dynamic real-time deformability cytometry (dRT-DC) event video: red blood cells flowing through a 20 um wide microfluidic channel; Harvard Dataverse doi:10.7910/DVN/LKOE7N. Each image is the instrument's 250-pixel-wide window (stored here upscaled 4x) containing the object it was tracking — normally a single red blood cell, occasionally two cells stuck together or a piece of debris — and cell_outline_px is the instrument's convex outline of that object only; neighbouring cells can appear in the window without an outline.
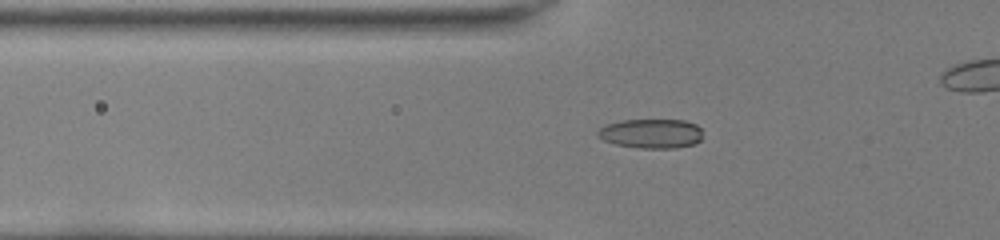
{"species": "common noctule bat (a hibernating species)", "species_latin": "Nyctalus noctula", "temperature_condition": "room temperature", "stored_images_in_passage": 44, "camera_frame_rate_fps": 3000, "um_per_image_px": 0.085, "animal": {"sex": "female", "body_mass_g": 22.0, "forearm_length_mm": 56.7}, "frame": {"image": 1, "passage_image": 16, "time_ms": 5.0, "image_size_px": [1000, 240], "cell_outline_px": [[700, 140], [692, 144], [676, 148], [640, 148], [616, 144], [604, 140], [596, 132], [600, 128], [608, 124], [624, 120], [684, 120], [696, 124], [700, 128]], "centroid_in_image_um": [55.36, 11.35], "position_along_channel_um": 70.4, "area_um2": 17.69}}
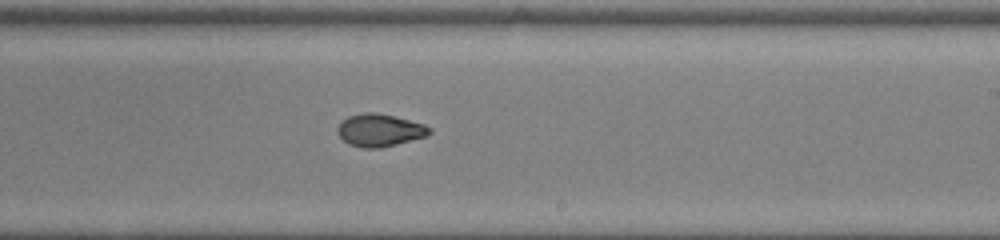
{"frame": {"image": 2, "passage_image": 30, "time_ms": 9.667, "image_size_px": [1000, 240], "cell_outline_px": [[432, 132], [428, 136], [380, 148], [364, 148], [348, 144], [340, 136], [340, 124], [348, 116], [364, 112], [376, 112], [424, 124], [432, 128]], "centroid_in_image_um": [32.33, 11.07], "position_along_channel_um": 256.7, "area_um2": 17.17}}
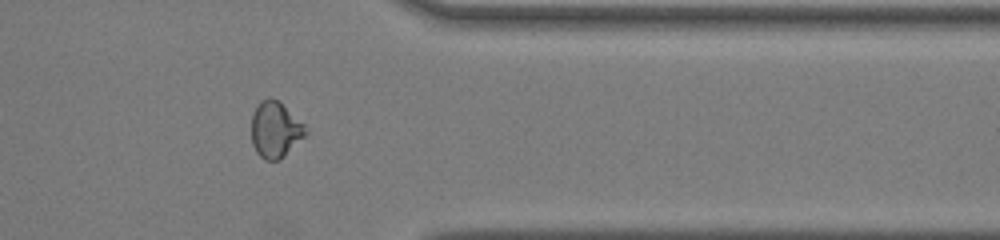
{"frame": {"image": 3, "passage_image": 40, "time_ms": 13.0, "image_size_px": [1000, 240], "cell_outline_px": [[308, 132], [280, 160], [264, 160], [256, 152], [252, 144], [252, 112], [260, 100], [268, 96], [280, 100], [304, 124]], "centroid_in_image_um": [23.38, 10.98], "position_along_channel_um": 388.0, "area_um2": 17.92}}